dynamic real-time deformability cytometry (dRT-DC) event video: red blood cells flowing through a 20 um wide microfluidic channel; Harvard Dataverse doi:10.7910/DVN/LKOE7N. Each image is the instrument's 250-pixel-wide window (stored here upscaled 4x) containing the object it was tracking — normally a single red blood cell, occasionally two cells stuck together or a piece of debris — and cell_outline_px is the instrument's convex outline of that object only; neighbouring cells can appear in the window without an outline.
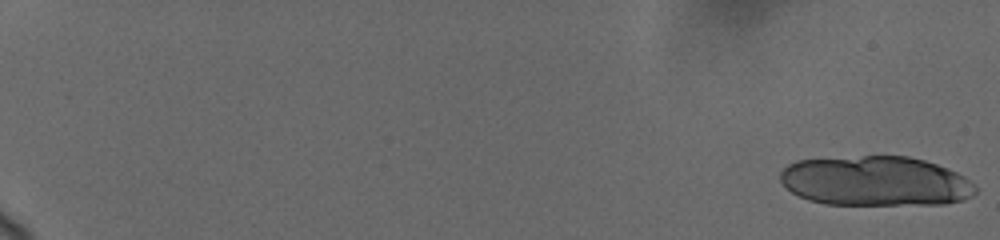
{"species": "human", "species_latin": "Homo sapiens", "temperature_condition": "cold", "stored_images_in_passage": 23, "camera_frame_rate_fps": 3000, "um_per_image_px": 0.085, "donor": {"sex": "female"}, "frame": {"image": 1, "passage_image": 1, "time_ms": 0.0, "image_size_px": [1000, 240], "cell_outline_px": [[976, 192], [972, 196], [964, 200], [944, 204], [824, 204], [808, 200], [792, 192], [780, 180], [780, 172], [788, 164], [796, 160], [864, 156], [908, 156], [924, 160], [948, 168], [964, 176], [976, 188]], "centroid_in_image_um": [74.42, 15.39], "position_along_channel_um": 10.6, "area_um2": 56.59}}